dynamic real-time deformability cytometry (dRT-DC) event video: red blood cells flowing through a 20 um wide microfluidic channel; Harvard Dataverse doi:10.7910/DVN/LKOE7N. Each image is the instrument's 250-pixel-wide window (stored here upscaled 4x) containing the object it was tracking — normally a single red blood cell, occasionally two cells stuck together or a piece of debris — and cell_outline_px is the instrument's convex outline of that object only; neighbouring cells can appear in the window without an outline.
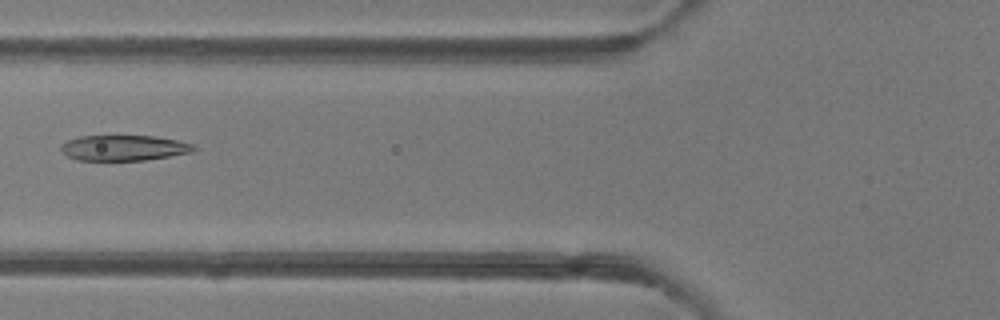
{"species": "common noctule bat (a hibernating species)", "species_latin": "Nyctalus noctula", "temperature_condition": "room temperature", "stored_images_in_passage": 6, "camera_frame_rate_fps": 3000, "um_per_image_px": 0.085, "animal": {"sex": "female"}, "frame": {"image": 1, "passage_image": 5, "time_ms": 5.333, "image_size_px": [1000, 320], "cell_outline_px": [[200, 148], [192, 152], [144, 160], [76, 160], [60, 152], [60, 144], [68, 140], [80, 136], [152, 136], [176, 140], [192, 144]], "centroid_in_image_um": [10.5, 12.57], "position_along_channel_um": 115.3, "area_um2": 19.71}}
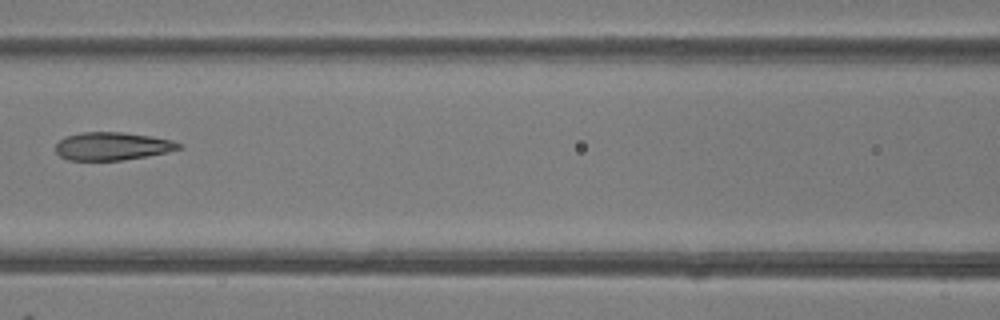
{"frame": {"image": 2, "passage_image": 6, "time_ms": 6.333, "image_size_px": [1000, 320], "cell_outline_px": [[184, 148], [168, 152], [120, 160], [68, 160], [60, 156], [56, 152], [56, 144], [64, 136], [80, 132], [124, 132], [152, 136], [172, 140], [184, 144]], "centroid_in_image_um": [9.57, 12.41], "position_along_channel_um": 157.0, "area_um2": 20.23}}